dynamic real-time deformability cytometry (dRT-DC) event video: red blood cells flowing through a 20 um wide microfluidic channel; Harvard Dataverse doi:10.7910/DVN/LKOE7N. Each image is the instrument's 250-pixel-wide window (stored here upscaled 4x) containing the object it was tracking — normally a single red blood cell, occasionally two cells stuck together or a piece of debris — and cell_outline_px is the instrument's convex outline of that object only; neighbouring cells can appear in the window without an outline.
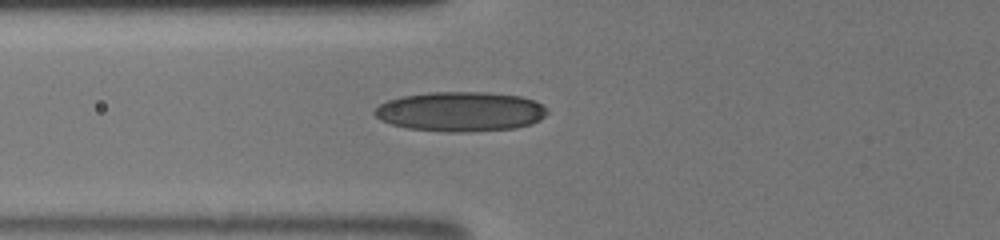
{"species": "human", "species_latin": "Homo sapiens", "temperature_condition": "room temperature", "stored_images_in_passage": 42, "camera_frame_rate_fps": 3000, "um_per_image_px": 0.085, "donor": {"sex": "male"}, "frame": {"image": 1, "passage_image": 2, "time_ms": 0.333, "image_size_px": [1000, 240], "cell_outline_px": [[548, 112], [540, 120], [532, 124], [516, 128], [464, 132], [448, 132], [408, 128], [392, 124], [380, 120], [372, 112], [380, 104], [388, 100], [400, 96], [428, 92], [488, 92], [520, 96], [536, 100], [548, 108]], "centroid_in_image_um": [39.17, 9.48], "position_along_channel_um": 86.6, "area_um2": 40.23}}
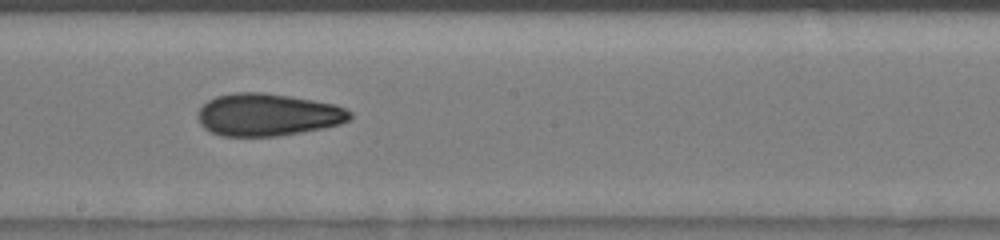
{"frame": {"image": 2, "passage_image": 14, "time_ms": 3.667, "image_size_px": [1000, 240], "cell_outline_px": [[352, 116], [348, 120], [340, 124], [324, 128], [276, 136], [220, 136], [204, 128], [200, 124], [196, 116], [196, 112], [208, 100], [216, 96], [232, 92], [264, 92], [336, 104], [352, 112]], "centroid_in_image_um": [22.72, 9.75], "position_along_channel_um": 225.5, "area_um2": 37.74}}
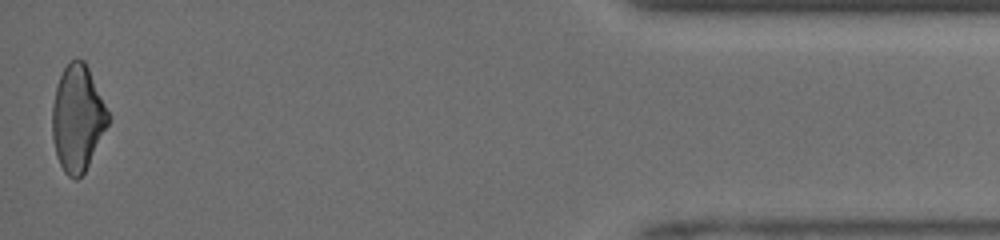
{"frame": {"image": 3, "passage_image": 41, "time_ms": 10.0, "image_size_px": [1000, 240], "cell_outline_px": [[112, 116], [84, 172], [76, 180], [68, 176], [64, 172], [56, 156], [52, 136], [52, 108], [56, 88], [60, 76], [64, 68], [72, 60], [84, 60]], "centroid_in_image_um": [6.6, 10.06], "position_along_channel_um": 428.6, "area_um2": 34.33}, "authors_computed_cell_mechanics": {"area_um2": 36.414, "velocity_mm_per_s": 4.1748, "shape_relaxation_time_tau1_ms": null, "shape_relaxation_time_tau2_ms": 2.6365, "deformation_change_tau1": null, "deformation_change_tau2": 0.0954}}